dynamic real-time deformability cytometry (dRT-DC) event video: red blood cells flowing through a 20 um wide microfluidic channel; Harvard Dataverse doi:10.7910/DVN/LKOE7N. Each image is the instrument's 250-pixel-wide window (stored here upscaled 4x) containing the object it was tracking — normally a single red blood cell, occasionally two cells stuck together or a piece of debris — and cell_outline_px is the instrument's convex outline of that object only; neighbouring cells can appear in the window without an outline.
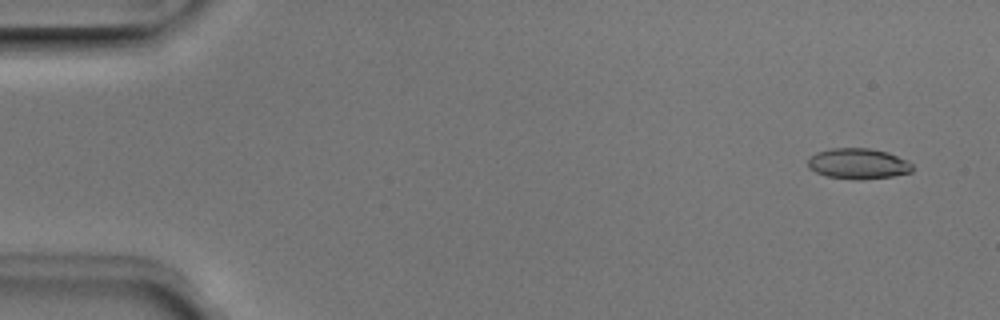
{"species": "Egyptian fruit bat (a non-hibernating species)", "species_latin": "Rousettus aegyptiacus", "temperature_condition": "room temperature", "stored_images_in_passage": 51, "camera_frame_rate_fps": 3000, "um_per_image_px": 0.085, "animal": {"sex": "male"}, "frame": {"image": 1, "passage_image": 3, "time_ms": 0.667, "image_size_px": [1000, 320], "cell_outline_px": [[912, 172], [892, 176], [860, 180], [828, 176], [816, 172], [808, 168], [808, 160], [816, 152], [832, 148], [868, 148], [888, 152], [908, 160], [912, 164]], "centroid_in_image_um": [72.96, 13.91], "position_along_channel_um": 12.0, "area_um2": 18.61}}
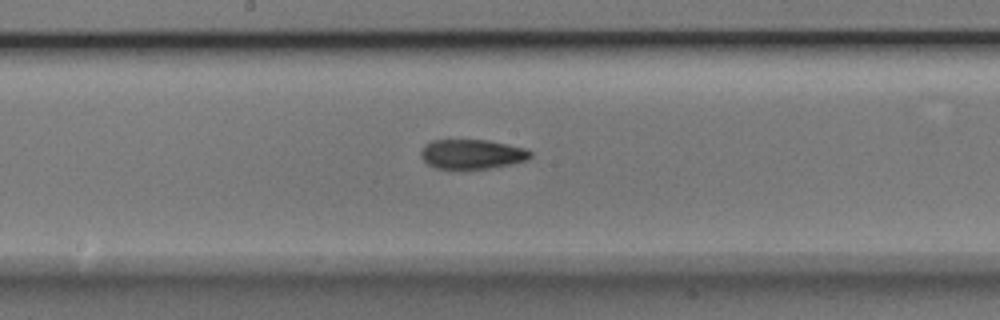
{"frame": {"image": 2, "passage_image": 27, "time_ms": 8.667, "image_size_px": [1000, 320], "cell_outline_px": [[532, 156], [528, 160], [512, 164], [492, 168], [436, 168], [428, 164], [420, 156], [420, 152], [424, 144], [432, 140], [488, 140], [508, 144], [524, 148], [532, 152]], "centroid_in_image_um": [40.13, 13.09], "position_along_channel_um": 208.1, "area_um2": 18.9}}
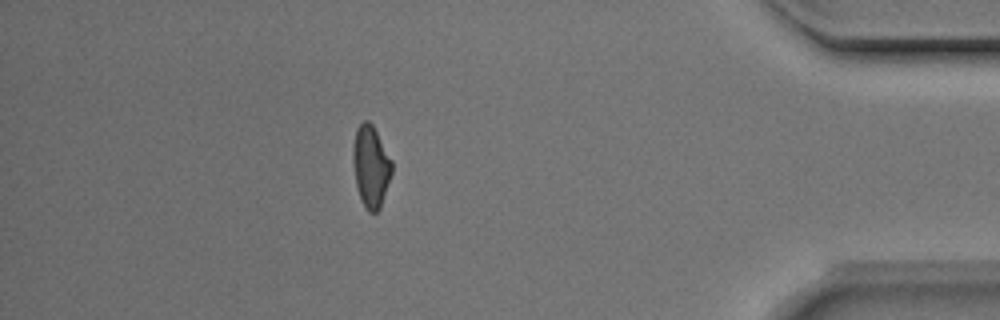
{"frame": {"image": 3, "passage_image": 45, "time_ms": 14.667, "image_size_px": [1000, 320], "cell_outline_px": [[392, 172], [380, 208], [376, 212], [368, 212], [360, 196], [356, 184], [352, 160], [352, 148], [356, 128], [364, 120], [368, 120], [372, 124], [392, 160]], "centroid_in_image_um": [31.51, 14.11], "position_along_channel_um": 403.7, "area_um2": 18.38}, "authors_computed_cell_mechanics": {"area_um2": 18.785, "velocity_mm_per_s": 3.983, "shape_relaxation_time_tau1_ms": 5.255, "shape_relaxation_time_tau2_ms": 3.6335, "deformation_change_tau1": 0.1818, "deformation_change_tau2": 0.1245}}